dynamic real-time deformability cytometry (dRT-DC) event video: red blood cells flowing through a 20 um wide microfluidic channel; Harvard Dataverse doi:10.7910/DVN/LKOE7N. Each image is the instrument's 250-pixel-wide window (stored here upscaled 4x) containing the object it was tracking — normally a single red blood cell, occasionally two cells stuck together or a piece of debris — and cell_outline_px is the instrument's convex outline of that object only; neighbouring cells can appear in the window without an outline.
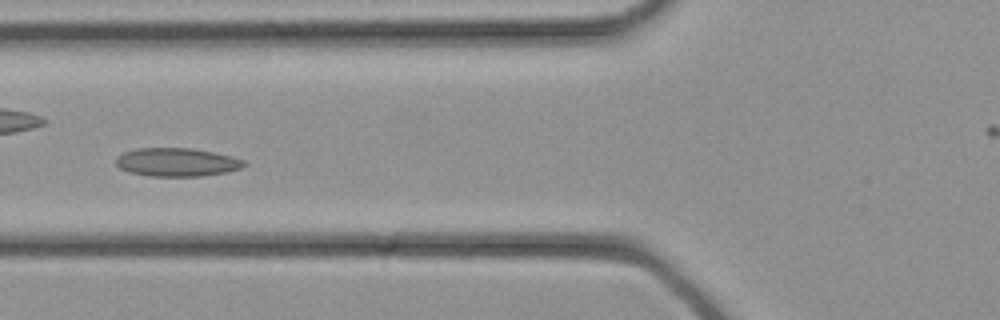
{"species": "common noctule bat (a hibernating species)", "species_latin": "Nyctalus noctula", "temperature_condition": "cold", "stored_images_in_passage": 35, "camera_frame_rate_fps": 3000, "um_per_image_px": 0.085, "animal": {"sex": "female", "body_mass_g": 21.9}, "frame": {"image": 1, "passage_image": 13, "time_ms": 4.0, "image_size_px": [1000, 320], "cell_outline_px": [[248, 164], [240, 168], [228, 172], [200, 176], [148, 176], [128, 172], [120, 168], [116, 164], [116, 156], [124, 152], [136, 148], [192, 148], [212, 152], [244, 160]], "centroid_in_image_um": [15.0, 13.79], "position_along_channel_um": 110.8, "area_um2": 21.21}}
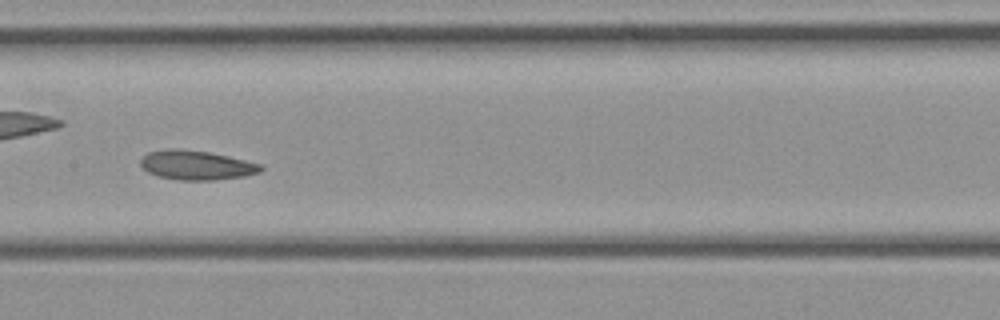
{"frame": {"image": 2, "passage_image": 17, "time_ms": 5.333, "image_size_px": [1000, 320], "cell_outline_px": [[264, 168], [260, 172], [244, 176], [216, 180], [180, 180], [160, 176], [148, 172], [140, 164], [140, 160], [148, 152], [168, 148], [176, 148], [208, 152], [228, 156], [264, 164]], "centroid_in_image_um": [16.74, 14.03], "position_along_channel_um": 190.7, "area_um2": 20.58}}
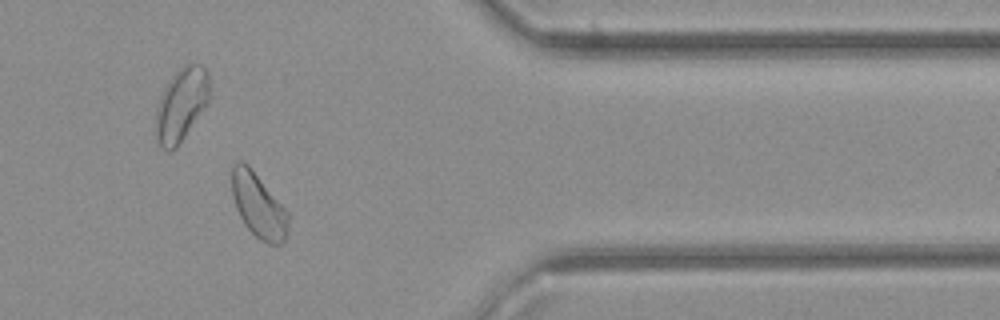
{"frame": {"image": 3, "passage_image": 28, "time_ms": 9.0, "image_size_px": [1000, 320], "cell_outline_px": [[288, 232], [284, 240], [280, 244], [268, 244], [260, 240], [244, 224], [236, 208], [232, 196], [232, 164], [240, 160], [248, 164], [288, 212]], "centroid_in_image_um": [21.96, 17.47], "position_along_channel_um": 389.4, "area_um2": 21.04}}